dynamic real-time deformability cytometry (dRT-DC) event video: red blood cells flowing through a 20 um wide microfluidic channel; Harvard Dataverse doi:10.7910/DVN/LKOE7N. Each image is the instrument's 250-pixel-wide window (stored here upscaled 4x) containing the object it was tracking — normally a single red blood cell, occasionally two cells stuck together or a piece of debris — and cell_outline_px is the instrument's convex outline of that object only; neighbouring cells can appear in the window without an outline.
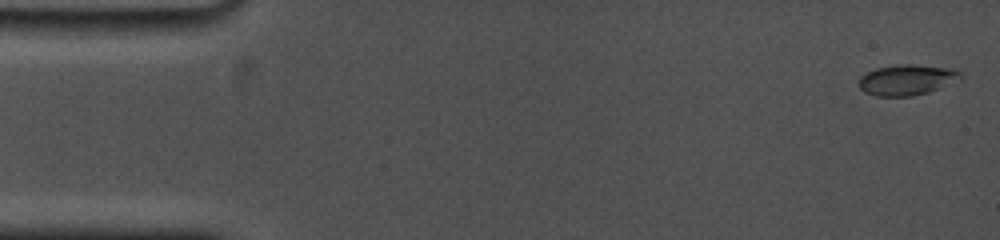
{"species": "common noctule bat (a hibernating species)", "species_latin": "Nyctalus noctula", "temperature_condition": "cold", "stored_images_in_passage": 40, "camera_frame_rate_fps": 5000, "um_per_image_px": 0.085, "animal": {"sex": "female", "body_mass_g": 19.0, "forearm_length_mm": 53.3}, "frame": {"image": 1, "passage_image": 1, "time_ms": 0.0, "image_size_px": [1000, 240], "cell_outline_px": [[960, 80], [928, 92], [912, 96], [876, 96], [864, 92], [860, 88], [860, 76], [876, 68], [900, 64], [912, 64], [952, 68], [960, 72]], "centroid_in_image_um": [77.08, 6.78], "position_along_channel_um": 7.9, "area_um2": 18.03}}
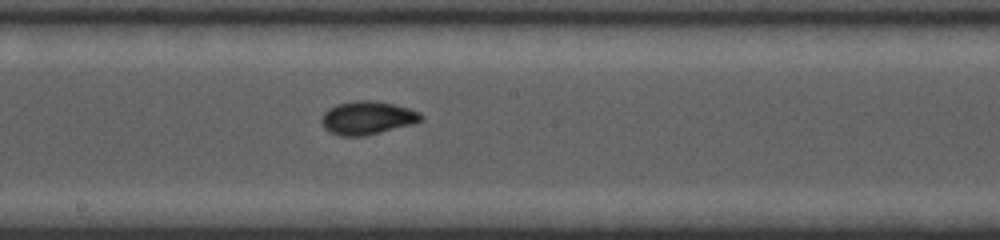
{"frame": {"image": 2, "passage_image": 20, "time_ms": 9.0, "image_size_px": [1000, 240], "cell_outline_px": [[424, 120], [412, 124], [364, 136], [340, 136], [328, 132], [324, 128], [320, 120], [324, 112], [328, 108], [336, 104], [356, 100], [372, 100], [392, 104], [408, 108], [420, 112], [424, 116]], "centroid_in_image_um": [31.2, 10.02], "position_along_channel_um": 217.0, "area_um2": 19.42}}
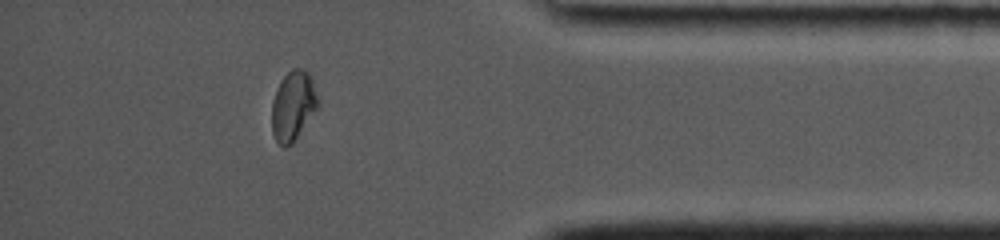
{"frame": {"image": 3, "passage_image": 35, "time_ms": 14.6, "image_size_px": [1000, 240], "cell_outline_px": [[320, 104], [292, 144], [284, 148], [276, 140], [272, 132], [272, 100], [276, 88], [280, 80], [292, 68], [300, 68], [308, 72], [312, 76], [320, 100]], "centroid_in_image_um": [24.93, 8.96], "position_along_channel_um": 410.3, "area_um2": 19.02}, "authors_computed_cell_mechanics": {"area_um2": 18.3226, "velocity_mm_per_s": 3.7274, "shape_relaxation_time_tau1_ms": 6.3271, "shape_relaxation_time_tau2_ms": null, "deformation_change_tau1": 0.1735, "deformation_change_tau2": null}}